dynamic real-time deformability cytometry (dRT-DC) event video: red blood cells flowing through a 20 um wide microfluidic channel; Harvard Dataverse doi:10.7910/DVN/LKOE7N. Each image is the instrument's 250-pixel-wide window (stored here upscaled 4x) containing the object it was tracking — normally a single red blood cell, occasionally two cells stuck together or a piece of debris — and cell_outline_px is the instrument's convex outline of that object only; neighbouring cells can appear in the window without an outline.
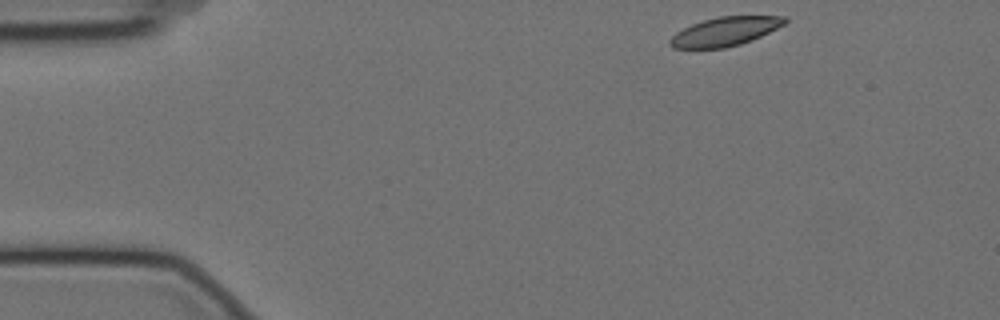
{"species": "Egyptian fruit bat (a non-hibernating species)", "species_latin": "Rousettus aegyptiacus", "temperature_condition": "cold", "stored_images_in_passage": 51, "camera_frame_rate_fps": 3000, "um_per_image_px": 0.085, "animal": {"sex": "female"}, "frame": {"image": 1, "passage_image": 1, "time_ms": 0.0, "image_size_px": [1000, 320], "cell_outline_px": [[788, 20], [784, 24], [752, 40], [740, 44], [724, 48], [672, 48], [668, 44], [668, 40], [676, 32], [692, 24], [704, 20], [720, 16], [788, 16]], "centroid_in_image_um": [61.61, 2.68], "position_along_channel_um": 23.4, "area_um2": 19.19}}
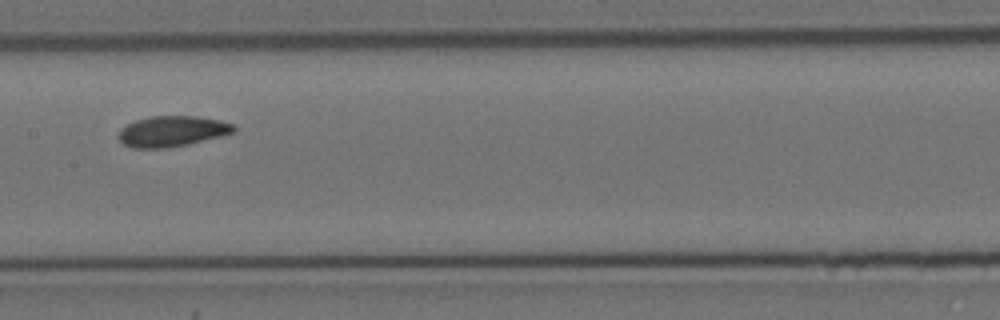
{"frame": {"image": 2, "passage_image": 22, "time_ms": 7.0, "image_size_px": [1000, 320], "cell_outline_px": [[236, 132], [188, 144], [164, 148], [132, 148], [124, 144], [116, 136], [120, 128], [136, 120], [148, 116], [196, 116], [220, 120], [236, 124]], "centroid_in_image_um": [14.63, 11.15], "position_along_channel_um": 192.8, "area_um2": 20.75}}
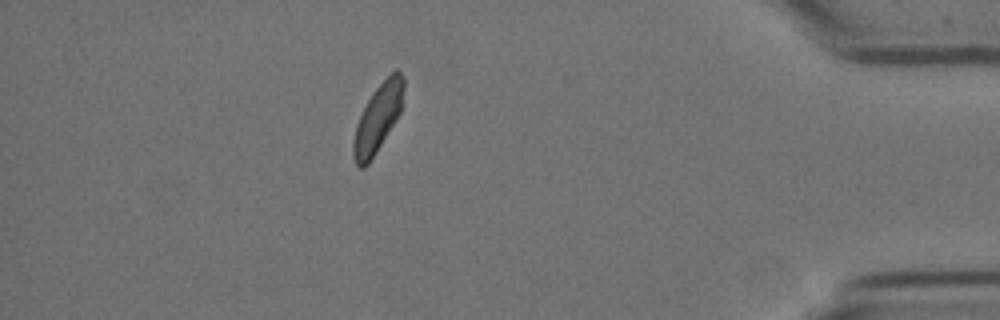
{"frame": {"image": 3, "passage_image": 44, "time_ms": 14.333, "image_size_px": [1000, 320], "cell_outline_px": [[404, 88], [400, 112], [396, 120], [376, 152], [368, 164], [364, 168], [360, 168], [356, 164], [352, 156], [352, 140], [356, 124], [372, 92], [396, 68], [404, 76]], "centroid_in_image_um": [32.1, 10.05], "position_along_channel_um": 403.1, "area_um2": 19.77}, "authors_computed_cell_mechanics": {"area_um2": 20.4034, "velocity_mm_per_s": 3.484, "shape_relaxation_time_tau1_ms": 5.7738, "shape_relaxation_time_tau2_ms": null, "deformation_change_tau1": 0.1332, "deformation_change_tau2": null}}